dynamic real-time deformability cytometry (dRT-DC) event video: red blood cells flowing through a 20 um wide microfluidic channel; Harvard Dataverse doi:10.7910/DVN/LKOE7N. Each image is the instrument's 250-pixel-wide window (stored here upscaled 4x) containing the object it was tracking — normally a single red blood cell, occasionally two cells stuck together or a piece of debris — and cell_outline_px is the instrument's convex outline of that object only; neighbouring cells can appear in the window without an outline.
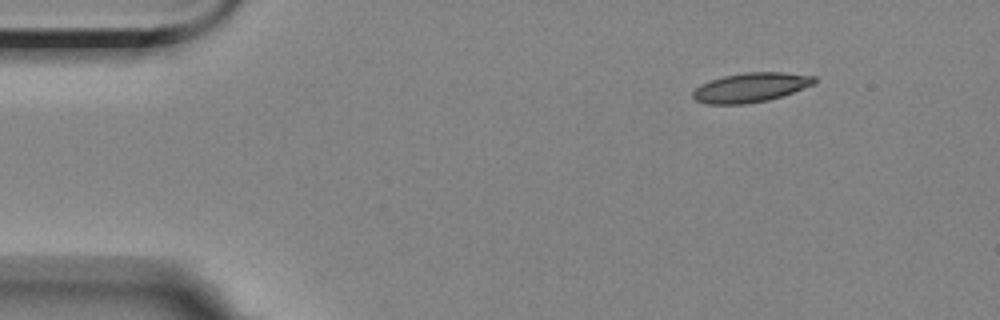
{"species": "Egyptian fruit bat (a non-hibernating species)", "species_latin": "Rousettus aegyptiacus", "temperature_condition": "room temperature", "stored_images_in_passage": 8, "camera_frame_rate_fps": 3000, "um_per_image_px": 0.085, "animal": {"sex": "female"}, "frame": {"image": 1, "passage_image": 1, "time_ms": 0.0, "image_size_px": [1000, 320], "cell_outline_px": [[816, 84], [768, 100], [748, 104], [708, 104], [696, 100], [692, 96], [692, 92], [700, 84], [724, 76], [744, 72], [784, 72], [816, 76]], "centroid_in_image_um": [63.83, 7.43], "position_along_channel_um": 21.2, "area_um2": 20.81}}
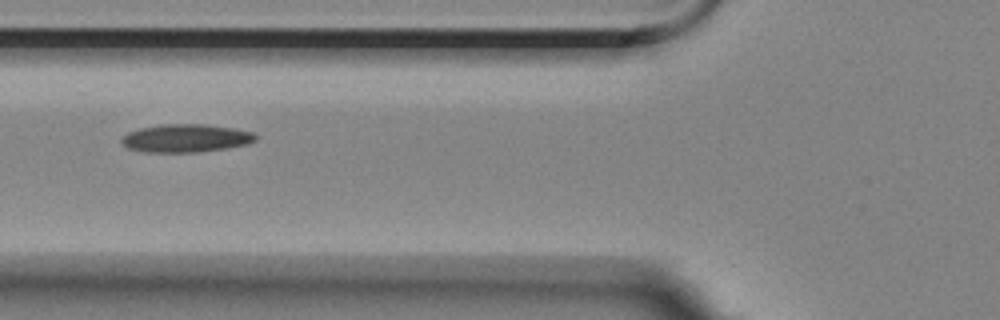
{"frame": {"image": 2, "passage_image": 5, "time_ms": 4.667, "image_size_px": [1000, 320], "cell_outline_px": [[256, 140], [248, 144], [228, 148], [196, 152], [144, 152], [128, 148], [120, 140], [128, 132], [140, 128], [160, 124], [204, 124], [232, 128], [252, 132], [256, 136]], "centroid_in_image_um": [15.79, 11.75], "position_along_channel_um": 110.0, "area_um2": 21.85}}
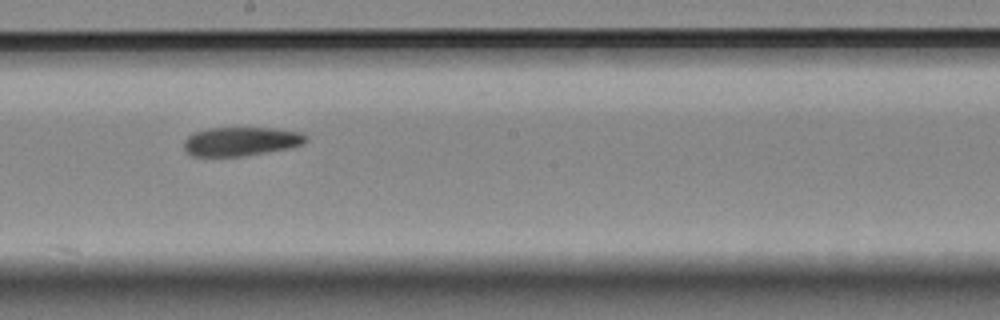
{"frame": {"image": 3, "passage_image": 8, "time_ms": 8.0, "image_size_px": [1000, 320], "cell_outline_px": [[308, 140], [304, 144], [288, 148], [244, 156], [192, 156], [184, 152], [184, 140], [192, 132], [208, 128], [276, 128], [300, 132], [308, 136]], "centroid_in_image_um": [20.47, 12.01], "position_along_channel_um": 227.7, "area_um2": 20.75}}